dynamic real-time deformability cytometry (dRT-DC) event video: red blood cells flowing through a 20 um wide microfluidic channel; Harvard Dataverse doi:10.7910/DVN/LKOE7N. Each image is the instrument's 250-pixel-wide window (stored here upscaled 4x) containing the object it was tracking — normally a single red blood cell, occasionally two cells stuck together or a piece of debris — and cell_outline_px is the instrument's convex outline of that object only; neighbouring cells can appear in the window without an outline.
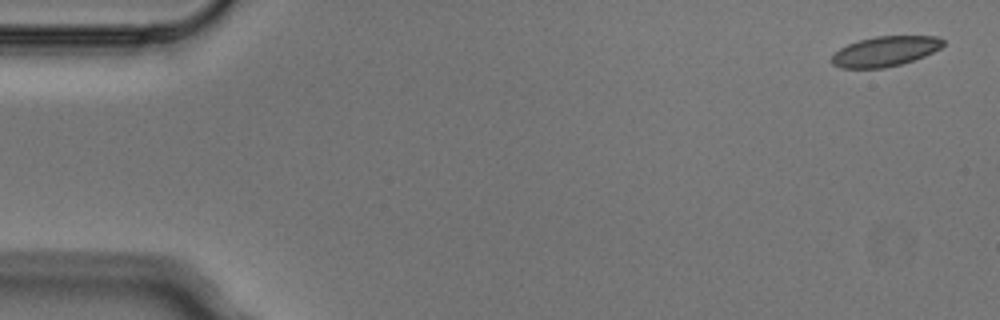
{"species": "Egyptian fruit bat (a non-hibernating species)", "species_latin": "Rousettus aegyptiacus", "temperature_condition": "cold", "stored_images_in_passage": 9, "camera_frame_rate_fps": 3000, "um_per_image_px": 0.085, "animal": {"sex": "male"}, "frame": {"image": 1, "passage_image": 1, "time_ms": 0.0, "image_size_px": [1000, 320], "cell_outline_px": [[944, 44], [940, 48], [924, 56], [900, 64], [884, 68], [840, 68], [832, 64], [832, 56], [840, 48], [848, 44], [860, 40], [876, 36], [936, 36], [944, 40]], "centroid_in_image_um": [75.23, 4.36], "position_along_channel_um": 9.8, "area_um2": 19.31}}
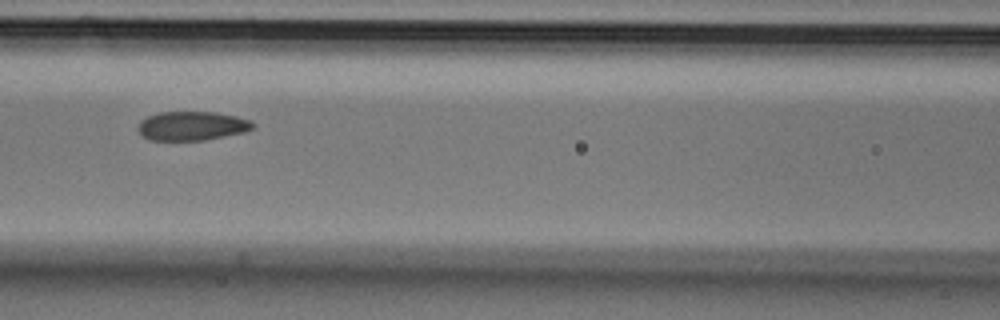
{"frame": {"image": 2, "passage_image": 7, "time_ms": 2.0, "image_size_px": [1000, 320], "cell_outline_px": [[256, 124], [252, 128], [244, 132], [204, 140], [148, 140], [136, 128], [140, 120], [148, 116], [160, 112], [216, 112], [236, 116], [252, 120]], "centroid_in_image_um": [16.32, 10.69], "position_along_channel_um": 150.3, "area_um2": 19.48}}
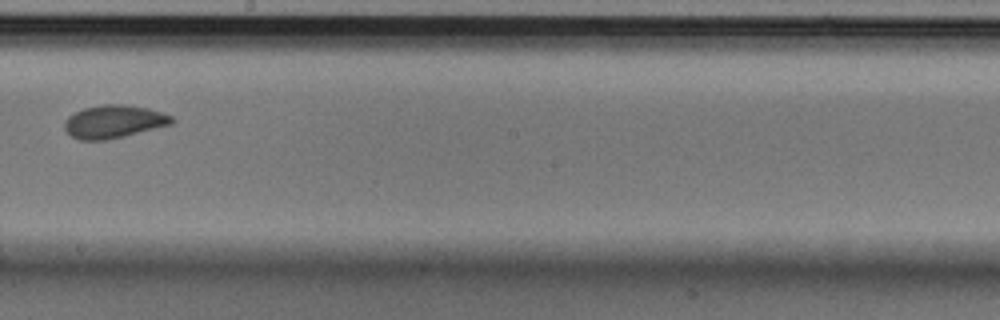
{"frame": {"image": 3, "passage_image": 9, "time_ms": 2.667, "image_size_px": [1000, 320], "cell_outline_px": [[176, 120], [172, 124], [108, 140], [80, 140], [72, 136], [64, 128], [64, 120], [68, 116], [84, 108], [104, 104], [124, 104], [148, 108], [164, 112], [172, 116]], "centroid_in_image_um": [9.7, 10.33], "position_along_channel_um": 238.5, "area_um2": 20.69}}